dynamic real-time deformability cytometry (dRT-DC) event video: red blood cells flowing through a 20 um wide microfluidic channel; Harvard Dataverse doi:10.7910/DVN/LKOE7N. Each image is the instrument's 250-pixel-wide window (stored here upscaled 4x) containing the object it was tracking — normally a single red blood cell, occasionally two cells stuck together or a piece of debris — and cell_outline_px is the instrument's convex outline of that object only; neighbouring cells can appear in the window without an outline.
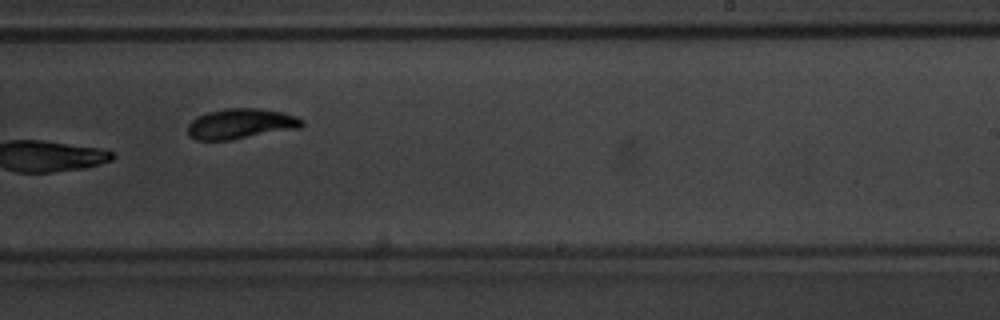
{"species": "common noctule bat (a hibernating species)", "species_latin": "Nyctalus noctula", "temperature_condition": "warm", "stored_images_in_passage": 9, "camera_frame_rate_fps": 3000, "um_per_image_px": 0.085, "animal": {"sex": "male", "body_mass_g": 20.1, "forearm_length_mm": 53.5}, "frame": {"image": 1, "passage_image": 9, "time_ms": 2.667, "image_size_px": [1000, 320], "cell_outline_px": [[304, 124], [300, 128], [232, 140], [196, 140], [188, 136], [188, 124], [196, 116], [208, 112], [224, 108], [260, 108], [284, 112], [296, 116], [304, 120]], "centroid_in_image_um": [20.47, 10.52], "position_along_channel_um": 268.5, "area_um2": 20.46}}